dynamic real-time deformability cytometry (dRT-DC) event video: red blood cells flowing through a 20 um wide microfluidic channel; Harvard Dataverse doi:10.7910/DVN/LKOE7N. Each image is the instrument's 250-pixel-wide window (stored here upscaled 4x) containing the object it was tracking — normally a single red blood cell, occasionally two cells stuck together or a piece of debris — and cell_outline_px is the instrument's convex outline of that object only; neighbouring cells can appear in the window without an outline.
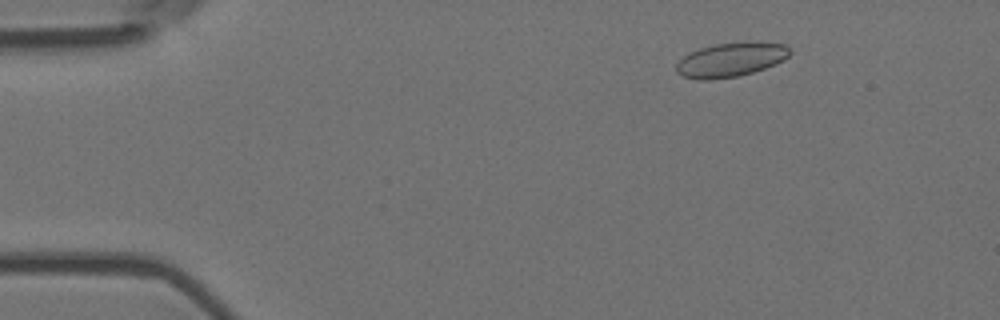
{"species": "Egyptian fruit bat (a non-hibernating species)", "species_latin": "Rousettus aegyptiacus", "temperature_condition": "room temperature", "stored_images_in_passage": 4, "camera_frame_rate_fps": 3000, "um_per_image_px": 0.085, "animal": {"sex": "female"}, "frame": {"image": 1, "passage_image": 2, "time_ms": 0.333, "image_size_px": [1000, 320], "cell_outline_px": [[792, 52], [784, 60], [776, 64], [752, 72], [736, 76], [708, 80], [696, 80], [684, 76], [676, 72], [676, 64], [684, 56], [700, 48], [716, 44], [748, 40], [784, 44], [792, 48]], "centroid_in_image_um": [62.16, 5.05], "position_along_channel_um": 22.8, "area_um2": 22.83}}